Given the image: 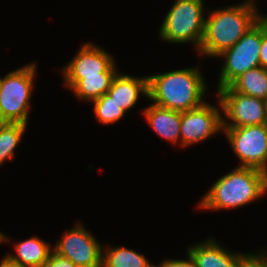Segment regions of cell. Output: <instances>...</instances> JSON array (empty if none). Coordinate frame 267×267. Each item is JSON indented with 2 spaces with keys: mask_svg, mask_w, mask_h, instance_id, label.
<instances>
[{
  "mask_svg": "<svg viewBox=\"0 0 267 267\" xmlns=\"http://www.w3.org/2000/svg\"><path fill=\"white\" fill-rule=\"evenodd\" d=\"M254 4V1L248 0L240 5L211 11L205 20L204 36L198 52L218 57L235 45L263 18Z\"/></svg>",
  "mask_w": 267,
  "mask_h": 267,
  "instance_id": "6da1fadb",
  "label": "cell"
},
{
  "mask_svg": "<svg viewBox=\"0 0 267 267\" xmlns=\"http://www.w3.org/2000/svg\"><path fill=\"white\" fill-rule=\"evenodd\" d=\"M206 87L198 68H186L148 76L147 97L156 106L183 112L205 103Z\"/></svg>",
  "mask_w": 267,
  "mask_h": 267,
  "instance_id": "7a4b0ae2",
  "label": "cell"
},
{
  "mask_svg": "<svg viewBox=\"0 0 267 267\" xmlns=\"http://www.w3.org/2000/svg\"><path fill=\"white\" fill-rule=\"evenodd\" d=\"M267 191V173L253 167L238 166L219 178L202 198L204 209H232L262 197Z\"/></svg>",
  "mask_w": 267,
  "mask_h": 267,
  "instance_id": "3957f363",
  "label": "cell"
},
{
  "mask_svg": "<svg viewBox=\"0 0 267 267\" xmlns=\"http://www.w3.org/2000/svg\"><path fill=\"white\" fill-rule=\"evenodd\" d=\"M203 0H176L161 25L162 40L174 43L193 42L197 50L204 36Z\"/></svg>",
  "mask_w": 267,
  "mask_h": 267,
  "instance_id": "277c9868",
  "label": "cell"
},
{
  "mask_svg": "<svg viewBox=\"0 0 267 267\" xmlns=\"http://www.w3.org/2000/svg\"><path fill=\"white\" fill-rule=\"evenodd\" d=\"M35 67V63L29 64L2 78L0 114L6 122L28 124Z\"/></svg>",
  "mask_w": 267,
  "mask_h": 267,
  "instance_id": "5b68a950",
  "label": "cell"
},
{
  "mask_svg": "<svg viewBox=\"0 0 267 267\" xmlns=\"http://www.w3.org/2000/svg\"><path fill=\"white\" fill-rule=\"evenodd\" d=\"M261 42L262 19L244 34L235 45L218 55V57H225V63L218 80V89L228 86L242 73L260 66Z\"/></svg>",
  "mask_w": 267,
  "mask_h": 267,
  "instance_id": "8992f818",
  "label": "cell"
},
{
  "mask_svg": "<svg viewBox=\"0 0 267 267\" xmlns=\"http://www.w3.org/2000/svg\"><path fill=\"white\" fill-rule=\"evenodd\" d=\"M221 112L232 123H226L222 116V128L267 124V101L232 91L228 86L217 90Z\"/></svg>",
  "mask_w": 267,
  "mask_h": 267,
  "instance_id": "52a82bcc",
  "label": "cell"
},
{
  "mask_svg": "<svg viewBox=\"0 0 267 267\" xmlns=\"http://www.w3.org/2000/svg\"><path fill=\"white\" fill-rule=\"evenodd\" d=\"M242 164L267 173V124L222 128Z\"/></svg>",
  "mask_w": 267,
  "mask_h": 267,
  "instance_id": "ba28073f",
  "label": "cell"
},
{
  "mask_svg": "<svg viewBox=\"0 0 267 267\" xmlns=\"http://www.w3.org/2000/svg\"><path fill=\"white\" fill-rule=\"evenodd\" d=\"M56 244L53 251L77 267H102L101 245L83 226L75 225Z\"/></svg>",
  "mask_w": 267,
  "mask_h": 267,
  "instance_id": "9c48e42d",
  "label": "cell"
},
{
  "mask_svg": "<svg viewBox=\"0 0 267 267\" xmlns=\"http://www.w3.org/2000/svg\"><path fill=\"white\" fill-rule=\"evenodd\" d=\"M220 109L204 103L198 108L181 112L180 144L198 143L222 129Z\"/></svg>",
  "mask_w": 267,
  "mask_h": 267,
  "instance_id": "30bf717a",
  "label": "cell"
},
{
  "mask_svg": "<svg viewBox=\"0 0 267 267\" xmlns=\"http://www.w3.org/2000/svg\"><path fill=\"white\" fill-rule=\"evenodd\" d=\"M91 43L82 45L73 60L63 68L65 80H81L100 76V73H117L110 54Z\"/></svg>",
  "mask_w": 267,
  "mask_h": 267,
  "instance_id": "8fae6325",
  "label": "cell"
},
{
  "mask_svg": "<svg viewBox=\"0 0 267 267\" xmlns=\"http://www.w3.org/2000/svg\"><path fill=\"white\" fill-rule=\"evenodd\" d=\"M140 93L148 96V77H132L117 73L107 94L125 112L138 101Z\"/></svg>",
  "mask_w": 267,
  "mask_h": 267,
  "instance_id": "7c38bea8",
  "label": "cell"
},
{
  "mask_svg": "<svg viewBox=\"0 0 267 267\" xmlns=\"http://www.w3.org/2000/svg\"><path fill=\"white\" fill-rule=\"evenodd\" d=\"M195 267H237L241 253H230L215 240L198 243L187 251Z\"/></svg>",
  "mask_w": 267,
  "mask_h": 267,
  "instance_id": "4fadbf2b",
  "label": "cell"
},
{
  "mask_svg": "<svg viewBox=\"0 0 267 267\" xmlns=\"http://www.w3.org/2000/svg\"><path fill=\"white\" fill-rule=\"evenodd\" d=\"M146 120L157 134L172 143L180 140L181 112L151 104L144 109Z\"/></svg>",
  "mask_w": 267,
  "mask_h": 267,
  "instance_id": "5bb4252c",
  "label": "cell"
},
{
  "mask_svg": "<svg viewBox=\"0 0 267 267\" xmlns=\"http://www.w3.org/2000/svg\"><path fill=\"white\" fill-rule=\"evenodd\" d=\"M16 255L6 258L20 267H42L48 260L53 248L37 237H31L15 245Z\"/></svg>",
  "mask_w": 267,
  "mask_h": 267,
  "instance_id": "9a60e30c",
  "label": "cell"
},
{
  "mask_svg": "<svg viewBox=\"0 0 267 267\" xmlns=\"http://www.w3.org/2000/svg\"><path fill=\"white\" fill-rule=\"evenodd\" d=\"M117 73H100V76L84 77L81 80H65L79 99L93 101L109 90Z\"/></svg>",
  "mask_w": 267,
  "mask_h": 267,
  "instance_id": "2e32d148",
  "label": "cell"
},
{
  "mask_svg": "<svg viewBox=\"0 0 267 267\" xmlns=\"http://www.w3.org/2000/svg\"><path fill=\"white\" fill-rule=\"evenodd\" d=\"M228 87L232 91L267 101V69L261 66L250 69L234 79Z\"/></svg>",
  "mask_w": 267,
  "mask_h": 267,
  "instance_id": "e0dca14e",
  "label": "cell"
},
{
  "mask_svg": "<svg viewBox=\"0 0 267 267\" xmlns=\"http://www.w3.org/2000/svg\"><path fill=\"white\" fill-rule=\"evenodd\" d=\"M102 267H153V265L144 255L134 250L118 247L109 248L106 253H102Z\"/></svg>",
  "mask_w": 267,
  "mask_h": 267,
  "instance_id": "ac0fdd59",
  "label": "cell"
},
{
  "mask_svg": "<svg viewBox=\"0 0 267 267\" xmlns=\"http://www.w3.org/2000/svg\"><path fill=\"white\" fill-rule=\"evenodd\" d=\"M27 125L6 122L0 128V166L6 159L14 157V149L25 133Z\"/></svg>",
  "mask_w": 267,
  "mask_h": 267,
  "instance_id": "d6986e66",
  "label": "cell"
},
{
  "mask_svg": "<svg viewBox=\"0 0 267 267\" xmlns=\"http://www.w3.org/2000/svg\"><path fill=\"white\" fill-rule=\"evenodd\" d=\"M92 102L97 120L102 124L115 123L126 113L107 93Z\"/></svg>",
  "mask_w": 267,
  "mask_h": 267,
  "instance_id": "ffe728a7",
  "label": "cell"
},
{
  "mask_svg": "<svg viewBox=\"0 0 267 267\" xmlns=\"http://www.w3.org/2000/svg\"><path fill=\"white\" fill-rule=\"evenodd\" d=\"M263 253L241 254L237 267H267V255Z\"/></svg>",
  "mask_w": 267,
  "mask_h": 267,
  "instance_id": "44dd1931",
  "label": "cell"
},
{
  "mask_svg": "<svg viewBox=\"0 0 267 267\" xmlns=\"http://www.w3.org/2000/svg\"><path fill=\"white\" fill-rule=\"evenodd\" d=\"M260 66L267 69V16L262 18V42L259 53Z\"/></svg>",
  "mask_w": 267,
  "mask_h": 267,
  "instance_id": "7402d4cb",
  "label": "cell"
},
{
  "mask_svg": "<svg viewBox=\"0 0 267 267\" xmlns=\"http://www.w3.org/2000/svg\"><path fill=\"white\" fill-rule=\"evenodd\" d=\"M42 267H77L72 261L69 259L62 257L55 253L51 252L48 260L44 263Z\"/></svg>",
  "mask_w": 267,
  "mask_h": 267,
  "instance_id": "603a6c76",
  "label": "cell"
},
{
  "mask_svg": "<svg viewBox=\"0 0 267 267\" xmlns=\"http://www.w3.org/2000/svg\"><path fill=\"white\" fill-rule=\"evenodd\" d=\"M153 267H155V265H153ZM159 267H195V264L188 255V260H167L162 262Z\"/></svg>",
  "mask_w": 267,
  "mask_h": 267,
  "instance_id": "cb8c5ba5",
  "label": "cell"
},
{
  "mask_svg": "<svg viewBox=\"0 0 267 267\" xmlns=\"http://www.w3.org/2000/svg\"><path fill=\"white\" fill-rule=\"evenodd\" d=\"M0 267H20V266L10 262L6 257H4L0 263Z\"/></svg>",
  "mask_w": 267,
  "mask_h": 267,
  "instance_id": "d4e9b609",
  "label": "cell"
},
{
  "mask_svg": "<svg viewBox=\"0 0 267 267\" xmlns=\"http://www.w3.org/2000/svg\"><path fill=\"white\" fill-rule=\"evenodd\" d=\"M8 238L0 232V242H6Z\"/></svg>",
  "mask_w": 267,
  "mask_h": 267,
  "instance_id": "484cf974",
  "label": "cell"
},
{
  "mask_svg": "<svg viewBox=\"0 0 267 267\" xmlns=\"http://www.w3.org/2000/svg\"><path fill=\"white\" fill-rule=\"evenodd\" d=\"M6 123V121L2 118L0 114V128Z\"/></svg>",
  "mask_w": 267,
  "mask_h": 267,
  "instance_id": "4316f807",
  "label": "cell"
},
{
  "mask_svg": "<svg viewBox=\"0 0 267 267\" xmlns=\"http://www.w3.org/2000/svg\"><path fill=\"white\" fill-rule=\"evenodd\" d=\"M1 82H2V78H0V92H1Z\"/></svg>",
  "mask_w": 267,
  "mask_h": 267,
  "instance_id": "83f0119b",
  "label": "cell"
}]
</instances>
